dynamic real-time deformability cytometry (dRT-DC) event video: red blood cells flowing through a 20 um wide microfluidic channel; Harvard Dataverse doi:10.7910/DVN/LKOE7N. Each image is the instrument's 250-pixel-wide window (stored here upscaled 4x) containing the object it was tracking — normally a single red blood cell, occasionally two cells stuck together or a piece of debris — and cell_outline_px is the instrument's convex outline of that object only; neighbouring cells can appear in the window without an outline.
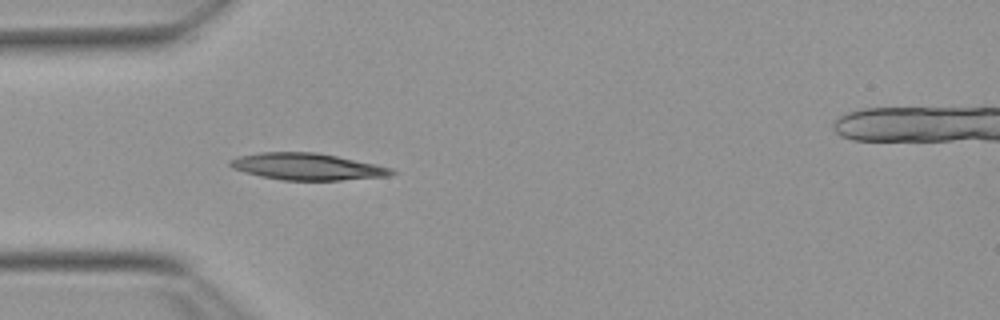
{"species": "Egyptian fruit bat (a non-hibernating species)", "species_latin": "Rousettus aegyptiacus", "temperature_condition": "warm", "stored_images_in_passage": 11, "camera_frame_rate_fps": 3000, "um_per_image_px": 0.085, "animal": {"sex": "female"}, "frame": {"image": 1, "passage_image": 4, "time_ms": 1.0, "image_size_px": [1000, 320], "cell_outline_px": [[396, 172], [388, 176], [340, 180], [280, 180], [260, 176], [244, 172], [232, 168], [228, 164], [228, 160], [236, 156], [260, 152], [316, 152], [376, 164], [392, 168]], "centroid_in_image_um": [26.05, 14.16], "position_along_channel_um": 58.9, "area_um2": 25.26}}